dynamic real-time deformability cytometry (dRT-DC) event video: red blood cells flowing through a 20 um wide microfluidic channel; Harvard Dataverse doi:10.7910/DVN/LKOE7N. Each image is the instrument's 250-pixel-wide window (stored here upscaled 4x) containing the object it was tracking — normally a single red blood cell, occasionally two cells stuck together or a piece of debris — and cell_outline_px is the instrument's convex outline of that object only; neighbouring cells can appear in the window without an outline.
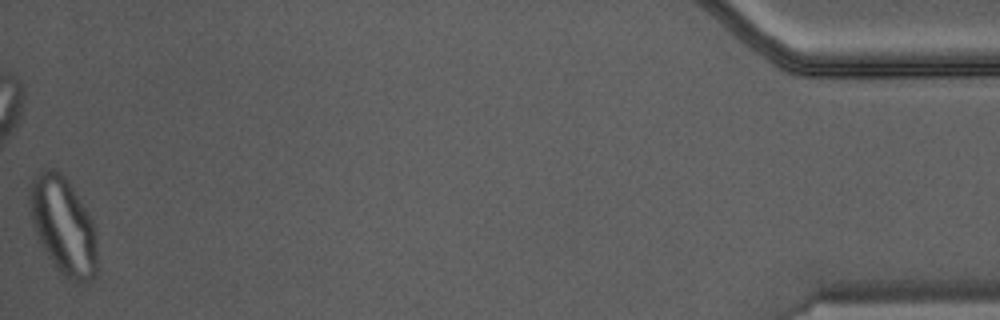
{"species": "Egyptian fruit bat (a non-hibernating species)", "species_latin": "Rousettus aegyptiacus", "temperature_condition": "warm", "stored_images_in_passage": 35, "camera_frame_rate_fps": 3000, "um_per_image_px": 0.085, "animal": {"sex": "male"}, "frame": {"image": 1, "passage_image": 35, "time_ms": 11.333, "image_size_px": [1000, 320], "cell_outline_px": [[96, 276], [84, 284], [80, 284], [64, 280], [48, 256], [32, 224], [28, 204], [28, 192], [32, 180], [44, 168], [52, 168], [60, 172], [64, 176], [92, 220], [96, 232]], "centroid_in_image_um": [5.37, 19.25], "position_along_channel_um": 429.8, "area_um2": 38.38}}